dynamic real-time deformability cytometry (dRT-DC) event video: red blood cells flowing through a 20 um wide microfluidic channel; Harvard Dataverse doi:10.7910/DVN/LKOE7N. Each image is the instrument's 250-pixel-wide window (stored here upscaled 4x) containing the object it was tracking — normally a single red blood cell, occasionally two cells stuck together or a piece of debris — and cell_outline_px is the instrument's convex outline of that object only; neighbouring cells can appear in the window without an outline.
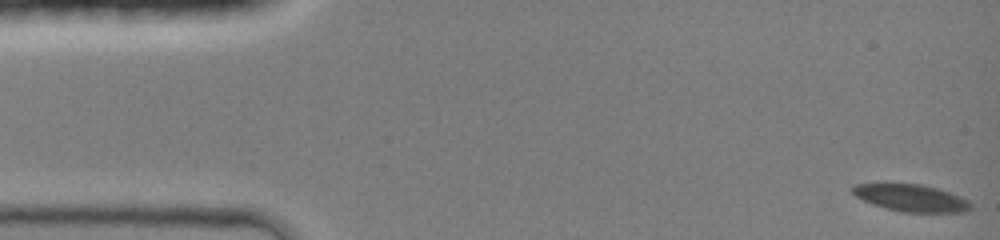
{"species": "common noctule bat (a hibernating species)", "species_latin": "Nyctalus noctula", "temperature_condition": "room temperature", "stored_images_in_passage": 11, "camera_frame_rate_fps": 3000, "um_per_image_px": 0.085, "animal": {"sex": "female", "body_mass_g": 19.0, "forearm_length_mm": 51.5}, "frame": {"image": 1, "passage_image": 1, "time_ms": 0.0, "image_size_px": [1000, 240], "cell_outline_px": [[972, 208], [964, 212], [900, 212], [884, 208], [872, 204], [856, 196], [852, 192], [852, 184], [920, 184], [936, 188], [960, 196], [968, 200], [972, 204]], "centroid_in_image_um": [77.45, 16.84], "position_along_channel_um": 7.5, "area_um2": 18.55}}